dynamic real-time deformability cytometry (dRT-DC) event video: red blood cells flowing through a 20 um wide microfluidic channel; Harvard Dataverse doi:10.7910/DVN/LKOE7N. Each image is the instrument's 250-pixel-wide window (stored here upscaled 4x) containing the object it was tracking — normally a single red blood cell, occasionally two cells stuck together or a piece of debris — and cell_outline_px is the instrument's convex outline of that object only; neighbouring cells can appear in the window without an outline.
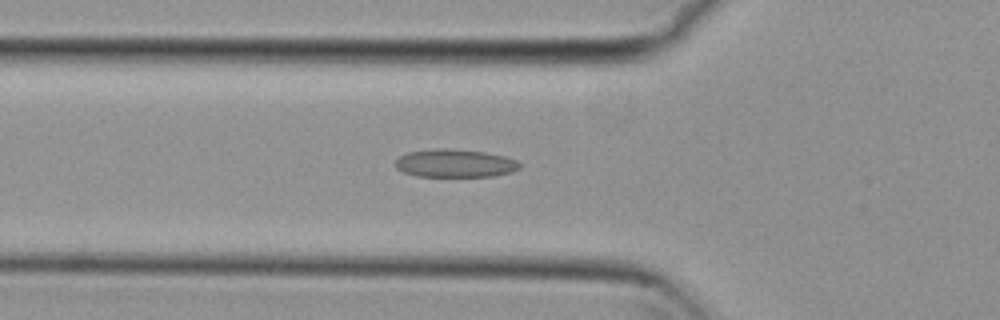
{"species": "common noctule bat (a hibernating species)", "species_latin": "Nyctalus noctula", "temperature_condition": "cold", "stored_images_in_passage": 41, "camera_frame_rate_fps": 3000, "um_per_image_px": 0.085, "animal": {"sex": "female", "body_mass_g": 29.2, "forearm_length_mm": 56.3}, "frame": {"image": 1, "passage_image": 8, "time_ms": 2.333, "image_size_px": [1000, 320], "cell_outline_px": [[520, 168], [512, 172], [492, 176], [416, 176], [404, 172], [396, 168], [396, 160], [400, 156], [408, 152], [436, 148], [444, 148], [484, 152], [504, 156], [516, 160], [520, 164]], "centroid_in_image_um": [38.67, 13.88], "position_along_channel_um": 87.1, "area_um2": 20.17}}
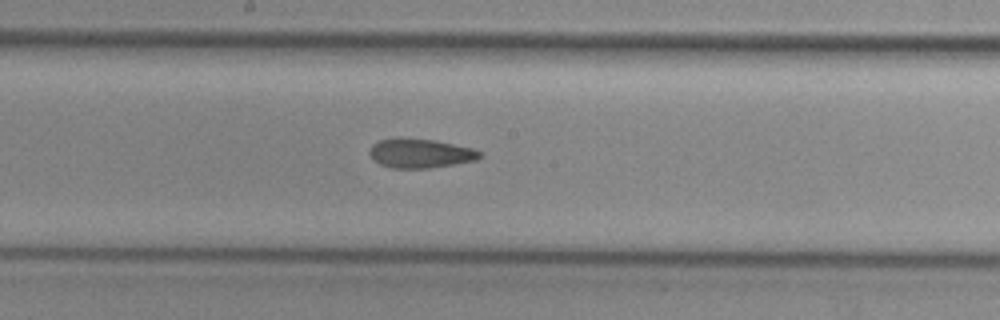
{"frame": {"image": 2, "passage_image": 18, "time_ms": 5.667, "image_size_px": [1000, 320], "cell_outline_px": [[484, 156], [476, 160], [428, 168], [392, 168], [380, 164], [368, 152], [372, 144], [380, 140], [396, 136], [436, 140], [472, 148], [484, 152]], "centroid_in_image_um": [35.74, 13.0], "position_along_channel_um": 212.5, "area_um2": 19.02}}
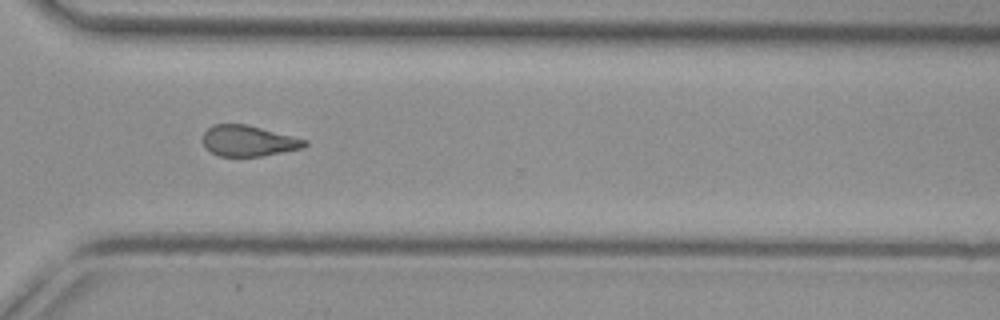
{"frame": {"image": 3, "passage_image": 29, "time_ms": 9.333, "image_size_px": [1000, 320], "cell_outline_px": [[308, 144], [304, 148], [260, 156], [220, 156], [212, 152], [204, 144], [204, 132], [212, 124], [248, 124], [308, 140]], "centroid_in_image_um": [21.16, 11.96], "position_along_channel_um": 349.4, "area_um2": 18.21}, "authors_computed_cell_mechanics": {"area_um2": 19.0162, "velocity_mm_per_s": 3.7483, "shape_relaxation_time_tau1_ms": null, "shape_relaxation_time_tau2_ms": 4.1703, "deformation_change_tau1": null, "deformation_change_tau2": 0.1284}}